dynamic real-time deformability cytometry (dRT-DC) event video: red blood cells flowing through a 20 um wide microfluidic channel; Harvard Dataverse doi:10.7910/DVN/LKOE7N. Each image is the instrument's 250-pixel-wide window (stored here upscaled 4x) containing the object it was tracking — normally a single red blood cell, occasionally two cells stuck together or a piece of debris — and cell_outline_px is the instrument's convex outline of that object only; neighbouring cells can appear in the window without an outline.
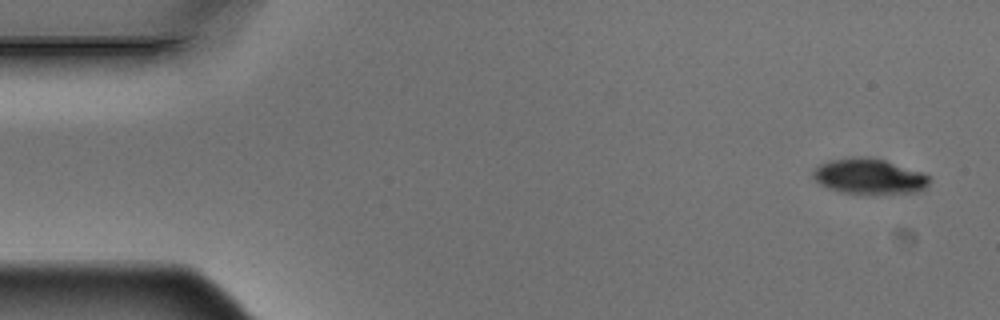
{"species": "Egyptian fruit bat (a non-hibernating species)", "species_latin": "Rousettus aegyptiacus", "temperature_condition": "warm", "stored_images_in_passage": 9, "camera_frame_rate_fps": 3000, "um_per_image_px": 0.085, "animal": {"sex": "male"}, "frame": {"image": 1, "passage_image": 1, "time_ms": 0.0, "image_size_px": [1000, 320], "cell_outline_px": [[928, 184], [924, 188], [916, 192], [840, 192], [828, 188], [820, 184], [812, 176], [812, 172], [820, 164], [828, 160], [852, 156], [872, 156], [924, 172], [928, 176]], "centroid_in_image_um": [73.85, 14.94], "position_along_channel_um": 11.2, "area_um2": 23.76}}
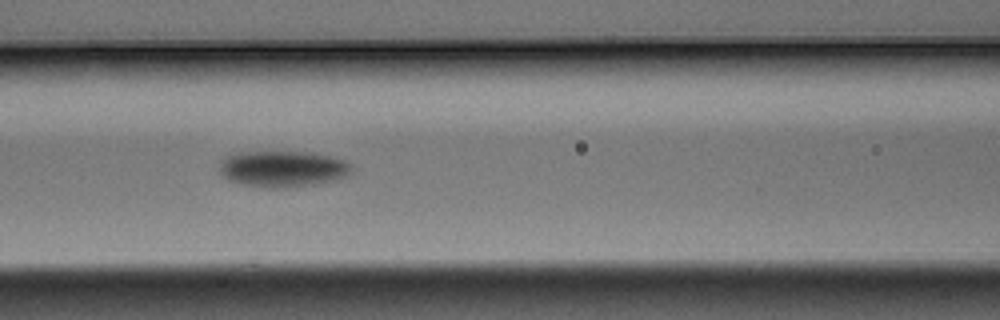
{"frame": {"image": 2, "passage_image": 7, "time_ms": 2.0, "image_size_px": [1000, 320], "cell_outline_px": [[352, 168], [344, 176], [332, 180], [316, 184], [284, 188], [268, 188], [240, 184], [228, 180], [220, 176], [220, 160], [224, 156], [236, 152], [304, 152], [328, 156], [344, 160], [352, 164]], "centroid_in_image_um": [23.94, 14.35], "position_along_channel_um": 142.7, "area_um2": 27.92}}
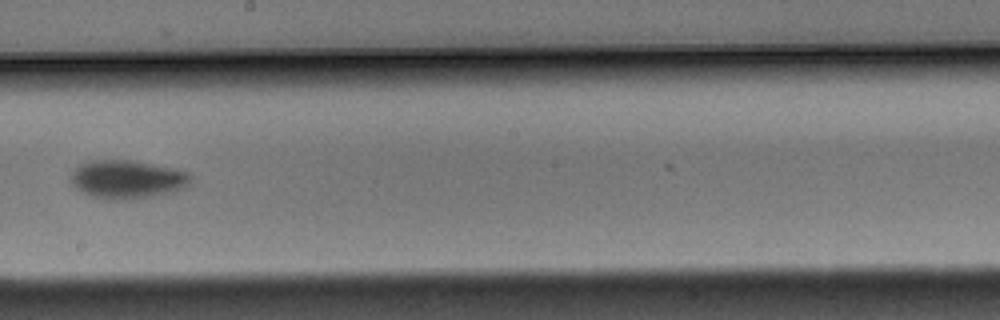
{"frame": {"image": 3, "passage_image": 9, "time_ms": 2.667, "image_size_px": [1000, 320], "cell_outline_px": [[192, 184], [188, 188], [148, 196], [120, 200], [112, 200], [92, 196], [76, 188], [72, 184], [72, 172], [80, 164], [92, 160], [128, 160], [176, 168], [188, 172], [192, 176]], "centroid_in_image_um": [10.87, 15.23], "position_along_channel_um": 237.3, "area_um2": 26.65}}